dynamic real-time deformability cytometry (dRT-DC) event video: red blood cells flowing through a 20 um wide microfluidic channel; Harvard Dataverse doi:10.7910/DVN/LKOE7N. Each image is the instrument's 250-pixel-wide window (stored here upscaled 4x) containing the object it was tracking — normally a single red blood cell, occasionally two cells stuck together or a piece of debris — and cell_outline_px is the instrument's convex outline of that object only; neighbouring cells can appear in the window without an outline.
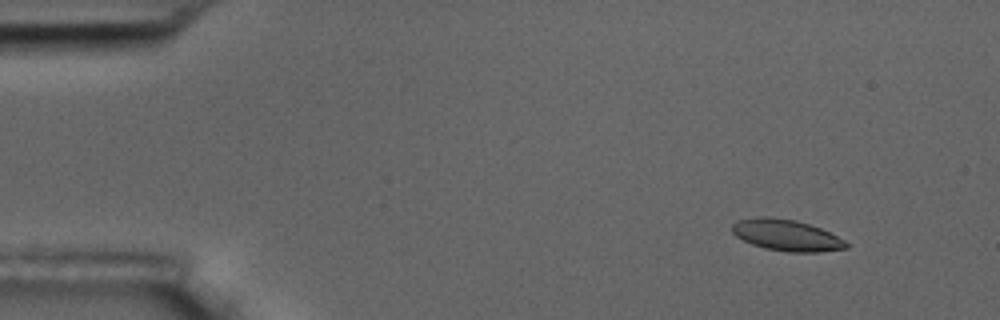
{"species": "common noctule bat (a hibernating species)", "species_latin": "Nyctalus noctula", "temperature_condition": "room temperature", "stored_images_in_passage": 4, "camera_frame_rate_fps": 3000, "um_per_image_px": 0.085, "animal": {"sex": "male", "body_mass_g": 17.5, "forearm_length_mm": 52.3}, "frame": {"image": 1, "passage_image": 1, "time_ms": 0.0, "image_size_px": [1000, 320], "cell_outline_px": [[848, 248], [820, 252], [788, 252], [764, 248], [752, 244], [736, 236], [732, 232], [732, 224], [736, 220], [756, 216], [768, 216], [796, 220], [820, 228], [844, 240], [848, 244]], "centroid_in_image_um": [66.81, 19.98], "position_along_channel_um": 18.2, "area_um2": 20.87}}
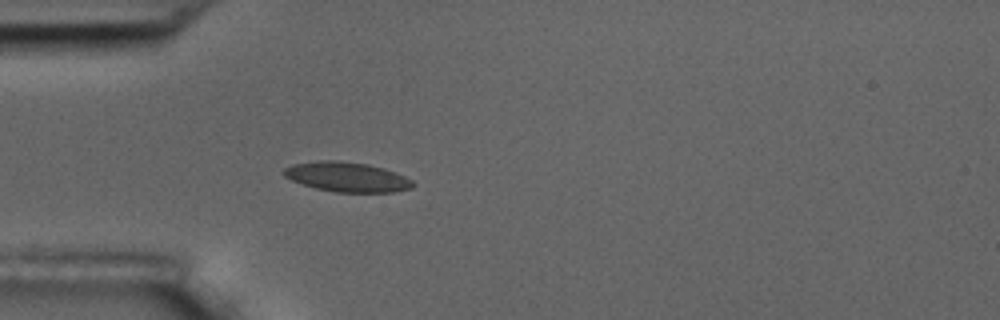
{"frame": {"image": 2, "passage_image": 4, "time_ms": 3.667, "image_size_px": [1000, 320], "cell_outline_px": [[412, 188], [392, 192], [336, 192], [316, 188], [292, 180], [284, 176], [284, 168], [292, 164], [320, 160], [340, 160], [368, 164], [384, 168], [396, 172], [412, 180]], "centroid_in_image_um": [29.49, 15.03], "position_along_channel_um": 55.5, "area_um2": 22.25}}